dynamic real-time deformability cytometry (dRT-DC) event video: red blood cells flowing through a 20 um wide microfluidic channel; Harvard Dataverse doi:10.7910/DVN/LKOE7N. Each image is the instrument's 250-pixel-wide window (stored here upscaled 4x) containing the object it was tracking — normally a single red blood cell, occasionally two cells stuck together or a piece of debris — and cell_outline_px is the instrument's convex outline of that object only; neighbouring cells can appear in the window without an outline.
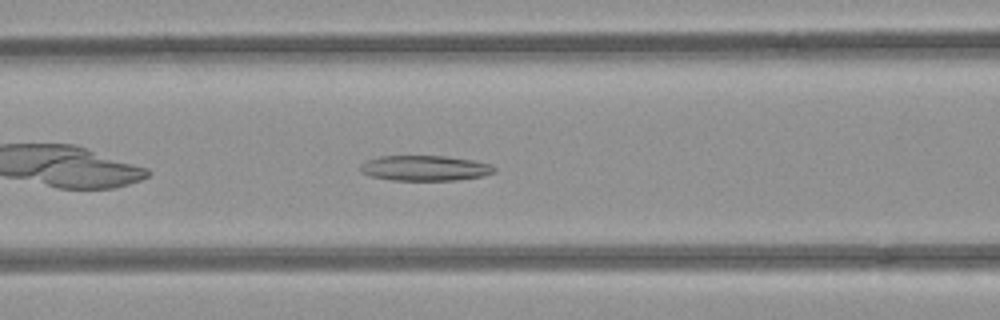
{"species": "common noctule bat (a hibernating species)", "species_latin": "Nyctalus noctula", "temperature_condition": "room temperature", "stored_images_in_passage": 39, "camera_frame_rate_fps": 3000, "um_per_image_px": 0.085, "animal": {"sex": "female", "body_mass_g": 21.9}, "frame": {"image": 1, "passage_image": 8, "time_ms": 2.333, "image_size_px": [1000, 320], "cell_outline_px": [[496, 172], [484, 176], [456, 180], [392, 180], [372, 176], [360, 172], [360, 164], [368, 160], [380, 156], [448, 156], [472, 160], [492, 164], [496, 168]], "centroid_in_image_um": [36.16, 14.29], "position_along_channel_um": 130.4, "area_um2": 19.83}}
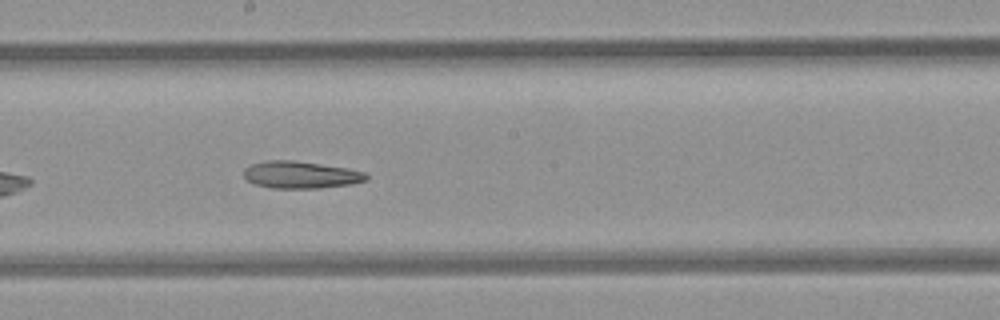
{"frame": {"image": 2, "passage_image": 15, "time_ms": 4.667, "image_size_px": [1000, 320], "cell_outline_px": [[368, 180], [352, 184], [320, 188], [272, 188], [256, 184], [248, 180], [244, 176], [244, 168], [252, 164], [268, 160], [292, 160], [348, 168], [368, 172]], "centroid_in_image_um": [25.62, 14.86], "position_along_channel_um": 222.6, "area_um2": 19.42}}
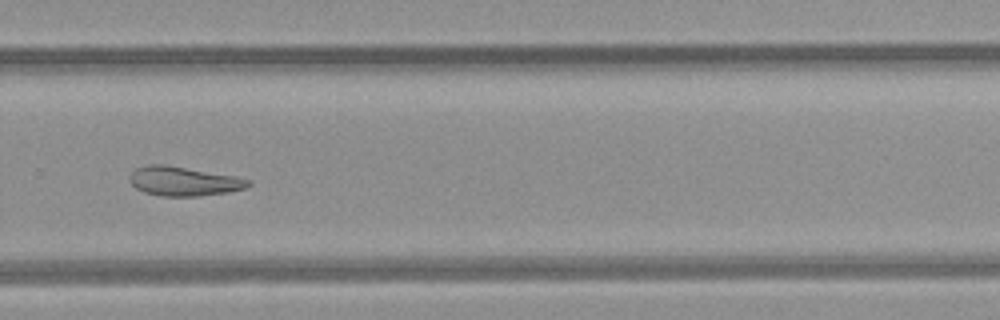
{"frame": {"image": 3, "passage_image": 22, "time_ms": 7.0, "image_size_px": [1000, 320], "cell_outline_px": [[252, 184], [248, 188], [228, 192], [200, 196], [160, 196], [144, 192], [136, 188], [132, 184], [128, 176], [136, 168], [148, 164], [160, 164], [232, 176], [248, 180]], "centroid_in_image_um": [15.58, 15.42], "position_along_channel_um": 314.2, "area_um2": 19.88}, "authors_computed_cell_mechanics": {"area_um2": 20.6924, "velocity_mm_per_s": 3.9418, "shape_relaxation_time_tau1_ms": null, "shape_relaxation_time_tau2_ms": 8.0659, "deformation_change_tau1": null, "deformation_change_tau2": 0.1855}}